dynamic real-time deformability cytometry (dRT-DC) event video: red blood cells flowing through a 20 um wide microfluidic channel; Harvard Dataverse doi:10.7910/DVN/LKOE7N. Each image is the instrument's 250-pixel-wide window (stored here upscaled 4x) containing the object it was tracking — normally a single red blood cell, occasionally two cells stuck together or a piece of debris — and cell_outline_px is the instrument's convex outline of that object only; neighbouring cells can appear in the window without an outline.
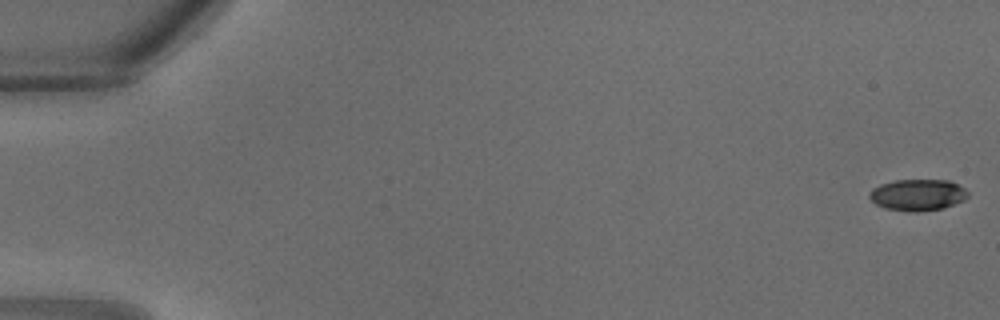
{"species": "common noctule bat (a hibernating species)", "species_latin": "Nyctalus noctula", "temperature_condition": "warm", "stored_images_in_passage": 33, "camera_frame_rate_fps": 3000, "um_per_image_px": 0.085, "animal": {"sex": "male", "body_mass_g": 18.8}, "frame": {"image": 1, "passage_image": 1, "time_ms": 0.0, "image_size_px": [1000, 320], "cell_outline_px": [[968, 196], [964, 200], [944, 208], [920, 212], [908, 212], [884, 208], [876, 204], [868, 196], [868, 192], [872, 188], [880, 184], [896, 180], [948, 180], [964, 188], [968, 192]], "centroid_in_image_um": [77.98, 16.58], "position_along_channel_um": 7.0, "area_um2": 18.21}}
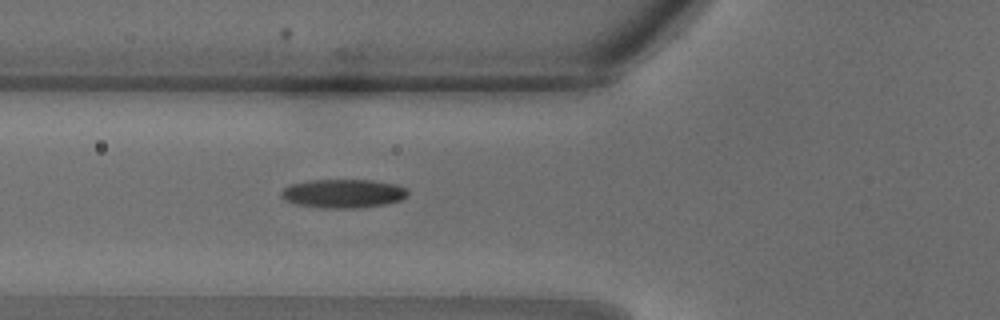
{"frame": {"image": 2, "passage_image": 13, "time_ms": 4.0, "image_size_px": [1000, 320], "cell_outline_px": [[408, 196], [400, 200], [384, 204], [356, 208], [324, 208], [296, 204], [284, 200], [280, 196], [280, 192], [284, 188], [292, 184], [308, 180], [372, 180], [396, 184], [404, 188], [408, 192]], "centroid_in_image_um": [29.15, 16.45], "position_along_channel_um": 96.7, "area_um2": 21.15}}
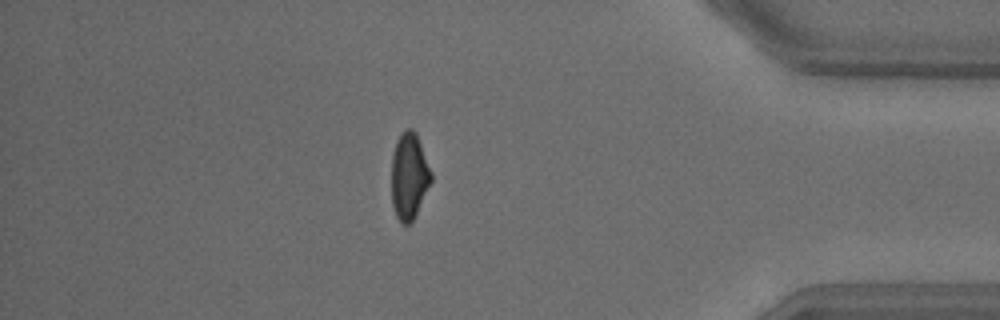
{"frame": {"image": 3, "passage_image": 29, "time_ms": 9.333, "image_size_px": [1000, 320], "cell_outline_px": [[432, 180], [412, 220], [408, 224], [400, 224], [396, 216], [392, 204], [392, 156], [396, 140], [400, 132], [408, 128], [412, 128], [416, 132], [432, 172]], "centroid_in_image_um": [34.77, 14.93], "position_along_channel_um": 400.4, "area_um2": 19.94}}